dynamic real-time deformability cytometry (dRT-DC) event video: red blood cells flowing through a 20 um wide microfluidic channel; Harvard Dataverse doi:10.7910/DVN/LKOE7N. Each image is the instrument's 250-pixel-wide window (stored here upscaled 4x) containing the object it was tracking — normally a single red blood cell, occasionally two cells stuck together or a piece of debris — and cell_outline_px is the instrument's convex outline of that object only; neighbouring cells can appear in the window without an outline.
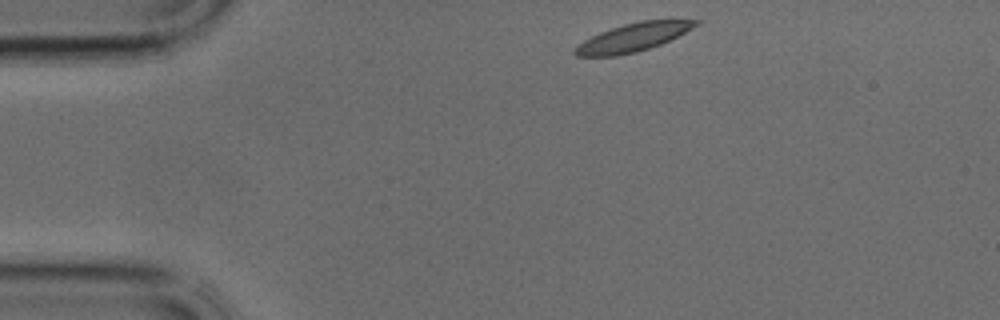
{"species": "common noctule bat (a hibernating species)", "species_latin": "Nyctalus noctula", "temperature_condition": "cold", "stored_images_in_passage": 33, "camera_frame_rate_fps": 3000, "um_per_image_px": 0.085, "animal": {"sex": "male", "body_mass_g": 17.9, "forearm_length_mm": 54.2}, "frame": {"image": 1, "passage_image": 1, "time_ms": 0.0, "image_size_px": [1000, 320], "cell_outline_px": [[700, 24], [660, 44], [636, 52], [616, 56], [576, 56], [572, 52], [584, 40], [600, 32], [624, 24], [640, 20], [700, 20]], "centroid_in_image_um": [53.79, 3.17], "position_along_channel_um": 31.2, "area_um2": 19.48}}
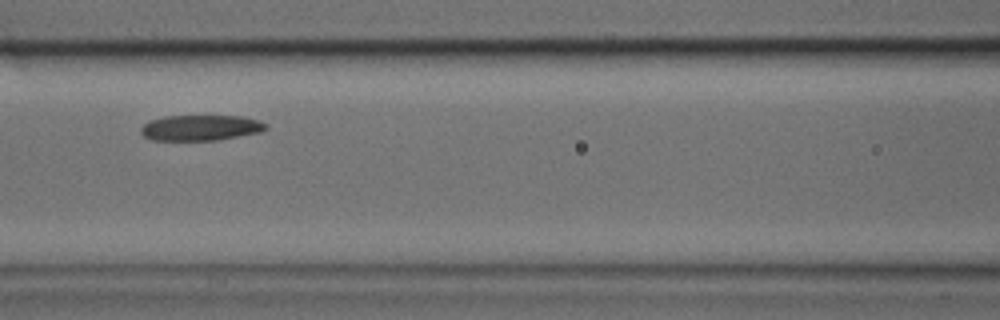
{"frame": {"image": 2, "passage_image": 11, "time_ms": 3.333, "image_size_px": [1000, 320], "cell_outline_px": [[268, 128], [264, 132], [216, 140], [152, 140], [144, 136], [140, 132], [140, 128], [148, 120], [164, 116], [244, 116], [260, 120], [268, 124]], "centroid_in_image_um": [17.1, 10.85], "position_along_channel_um": 149.5, "area_um2": 18.96}}
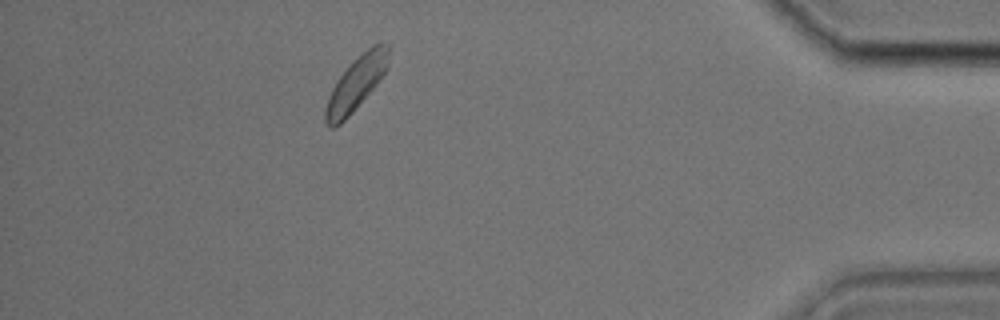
{"frame": {"image": 3, "passage_image": 29, "time_ms": 9.333, "image_size_px": [1000, 320], "cell_outline_px": [[388, 68], [380, 80], [352, 112], [340, 124], [332, 128], [328, 128], [324, 120], [324, 108], [328, 96], [336, 80], [348, 64], [372, 44], [380, 40], [388, 44]], "centroid_in_image_um": [30.25, 7.07], "position_along_channel_um": 404.9, "area_um2": 20.0}}